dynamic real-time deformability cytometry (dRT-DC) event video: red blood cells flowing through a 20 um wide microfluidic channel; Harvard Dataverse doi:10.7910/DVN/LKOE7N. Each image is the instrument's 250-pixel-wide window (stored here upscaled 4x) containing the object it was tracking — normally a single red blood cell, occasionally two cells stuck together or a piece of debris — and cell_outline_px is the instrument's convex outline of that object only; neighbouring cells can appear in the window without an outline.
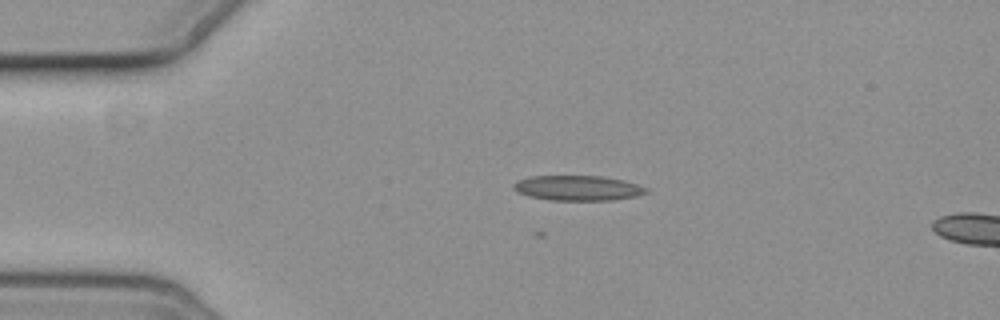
{"species": "common noctule bat (a hibernating species)", "species_latin": "Nyctalus noctula", "temperature_condition": "cold", "stored_images_in_passage": 6, "segment_of_instrument_passage": [1, 2], "camera_frame_rate_fps": 3000, "um_per_image_px": 0.085, "animal": {"sex": "female", "body_mass_g": 19.3, "forearm_length_mm": 54.1}, "frame": {"image": 1, "passage_image": 4, "time_ms": 3.667, "image_size_px": [1000, 320], "cell_outline_px": [[652, 192], [636, 196], [612, 200], [548, 200], [528, 196], [516, 192], [512, 188], [512, 184], [516, 180], [532, 176], [604, 176], [624, 180], [648, 188]], "centroid_in_image_um": [49.11, 15.98], "position_along_channel_um": 35.9, "area_um2": 19.65}}